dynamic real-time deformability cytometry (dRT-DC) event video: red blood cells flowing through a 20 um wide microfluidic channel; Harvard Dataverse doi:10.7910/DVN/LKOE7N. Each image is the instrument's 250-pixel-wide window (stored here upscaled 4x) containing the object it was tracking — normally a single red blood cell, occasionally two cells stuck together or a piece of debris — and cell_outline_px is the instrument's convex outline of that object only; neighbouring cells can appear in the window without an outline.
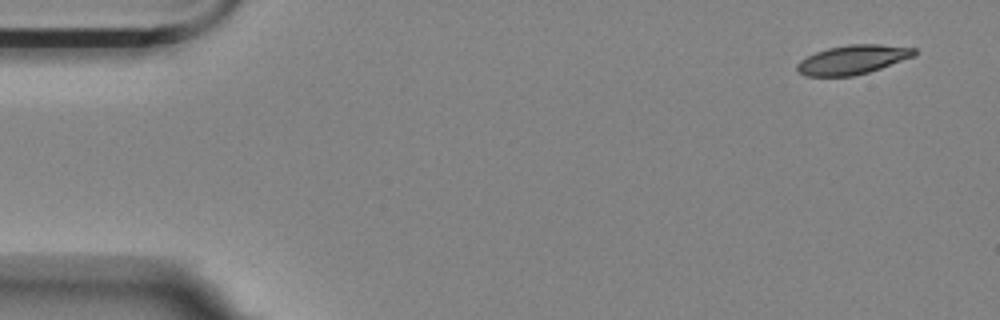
{"species": "Egyptian fruit bat (a non-hibernating species)", "species_latin": "Rousettus aegyptiacus", "temperature_condition": "room temperature", "stored_images_in_passage": 54, "camera_frame_rate_fps": 3000, "um_per_image_px": 0.085, "animal": {"sex": "female"}, "frame": {"image": 1, "passage_image": 1, "time_ms": 0.0, "image_size_px": [1000, 320], "cell_outline_px": [[916, 56], [868, 72], [852, 76], [804, 76], [796, 68], [796, 64], [800, 60], [816, 52], [828, 48], [848, 44], [880, 44], [916, 48]], "centroid_in_image_um": [72.49, 5.06], "position_along_channel_um": 12.5, "area_um2": 19.88}}
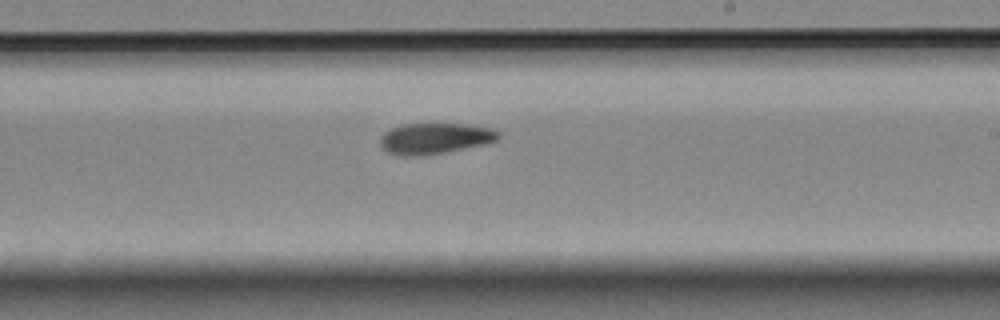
{"frame": {"image": 2, "passage_image": 31, "time_ms": 10.0, "image_size_px": [1000, 320], "cell_outline_px": [[500, 136], [496, 140], [484, 144], [444, 152], [420, 156], [400, 156], [388, 152], [380, 144], [380, 136], [384, 132], [400, 124], [468, 124], [488, 128], [500, 132]], "centroid_in_image_um": [36.92, 11.76], "position_along_channel_um": 252.1, "area_um2": 21.15}}
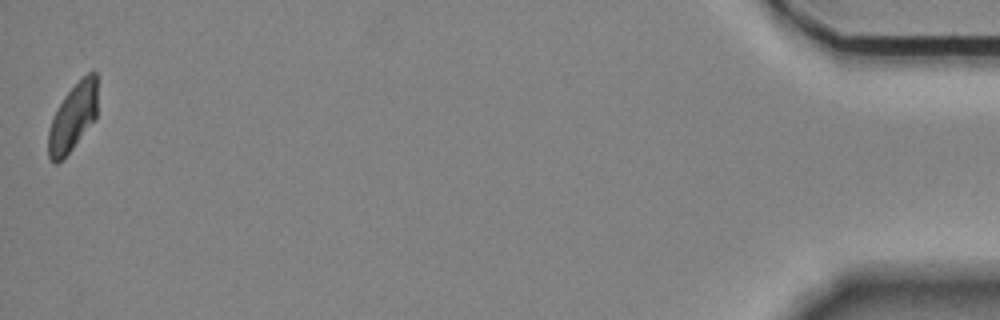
{"frame": {"image": 3, "passage_image": 54, "time_ms": 17.667, "image_size_px": [1000, 320], "cell_outline_px": [[96, 116], [72, 148], [56, 164], [52, 164], [48, 156], [48, 128], [64, 96], [92, 68], [96, 72]], "centroid_in_image_um": [6.17, 9.97], "position_along_channel_um": 429.0, "area_um2": 18.73}, "authors_computed_cell_mechanics": {"area_um2": 21.0392, "velocity_mm_per_s": 3.514, "shape_relaxation_time_tau1_ms": 3.1229, "shape_relaxation_time_tau2_ms": 7.5465, "deformation_change_tau1": 0.1334, "deformation_change_tau2": 0.1194}}